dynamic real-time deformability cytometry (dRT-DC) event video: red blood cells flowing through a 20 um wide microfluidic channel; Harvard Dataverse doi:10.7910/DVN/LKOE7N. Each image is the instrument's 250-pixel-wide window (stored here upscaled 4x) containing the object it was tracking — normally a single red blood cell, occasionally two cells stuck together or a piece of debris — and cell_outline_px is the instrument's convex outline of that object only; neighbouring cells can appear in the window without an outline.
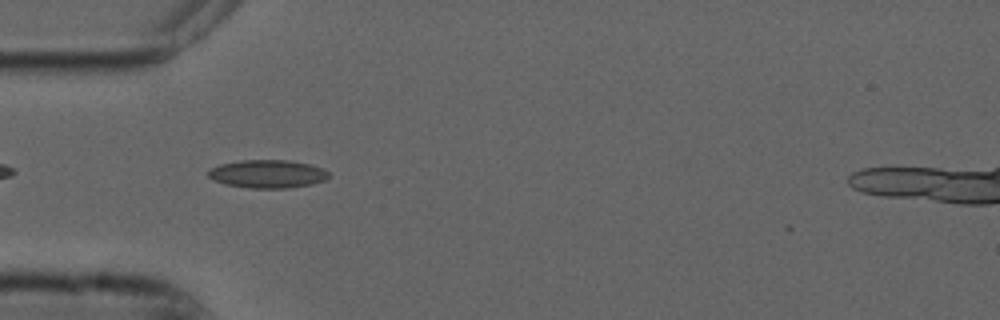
{"species": "common noctule bat (a hibernating species)", "species_latin": "Nyctalus noctula", "temperature_condition": "cold", "stored_images_in_passage": 42, "camera_frame_rate_fps": 3000, "um_per_image_px": 0.085, "animal": {"sex": "male", "forearm_length_mm": 52.5}, "frame": {"image": 1, "passage_image": 3, "time_ms": 0.667, "image_size_px": [1000, 320], "cell_outline_px": [[328, 176], [324, 180], [312, 184], [288, 188], [248, 188], [224, 184], [208, 176], [208, 168], [220, 164], [240, 160], [288, 160], [308, 164], [324, 168], [328, 172]], "centroid_in_image_um": [22.72, 14.78], "position_along_channel_um": 62.3, "area_um2": 19.77}}
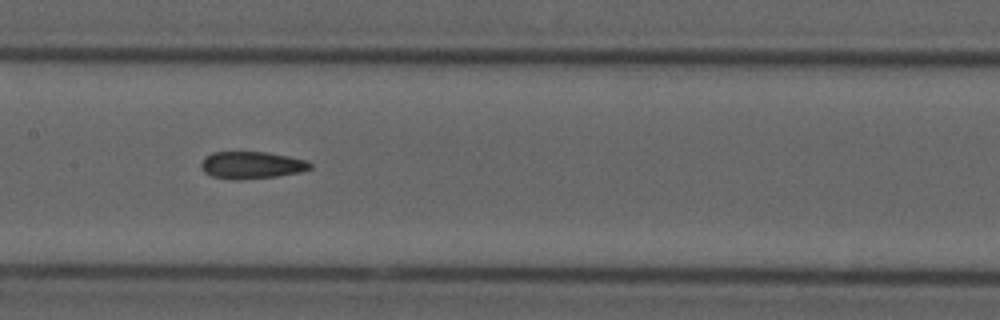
{"frame": {"image": 2, "passage_image": 13, "time_ms": 4.0, "image_size_px": [1000, 320], "cell_outline_px": [[312, 168], [300, 172], [276, 176], [236, 180], [212, 176], [204, 172], [200, 164], [204, 156], [212, 152], [264, 152], [288, 156], [304, 160], [312, 164]], "centroid_in_image_um": [21.35, 14.03], "position_along_channel_um": 186.0, "area_um2": 17.17}}
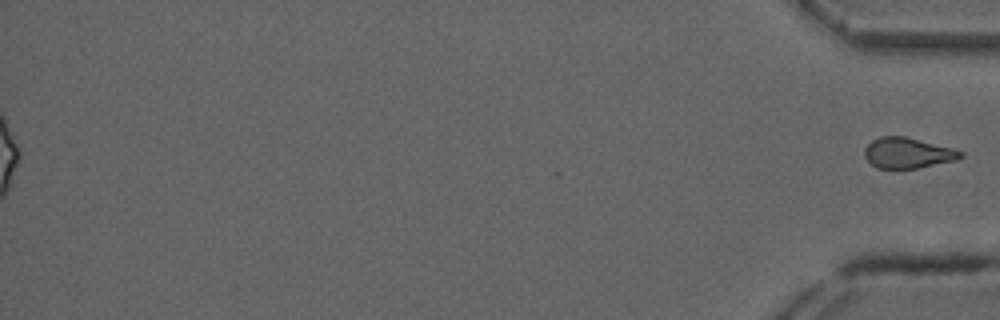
{"frame": {"image": 3, "passage_image": 42, "time_ms": 13.667, "image_size_px": [1000, 320], "cell_outline_px": [[964, 156], [956, 160], [916, 168], [876, 168], [864, 156], [864, 148], [872, 140], [880, 136], [904, 136], [952, 148], [964, 152]], "centroid_in_image_um": [77.14, 12.99], "position_along_channel_um": 358.1, "area_um2": 16.99}}